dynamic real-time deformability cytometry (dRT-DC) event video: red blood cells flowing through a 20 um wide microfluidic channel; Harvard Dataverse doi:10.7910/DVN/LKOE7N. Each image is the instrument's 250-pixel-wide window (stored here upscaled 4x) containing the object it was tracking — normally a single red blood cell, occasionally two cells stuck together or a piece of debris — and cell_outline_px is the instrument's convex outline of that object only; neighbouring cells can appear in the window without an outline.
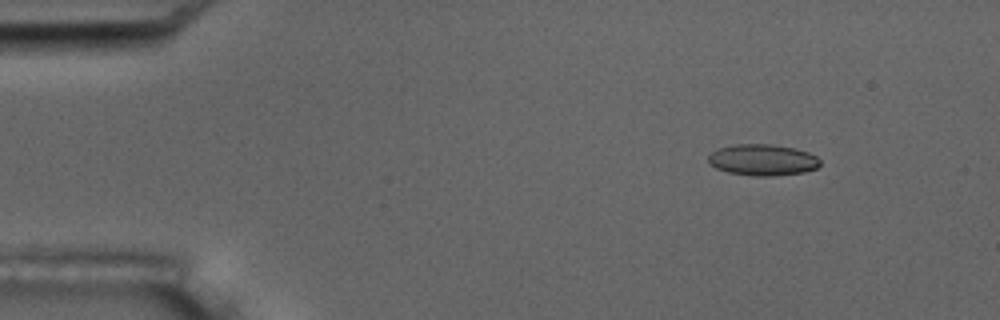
{"species": "common noctule bat (a hibernating species)", "species_latin": "Nyctalus noctula", "temperature_condition": "room temperature", "stored_images_in_passage": 8, "camera_frame_rate_fps": 3000, "um_per_image_px": 0.085, "animal": {"sex": "male", "body_mass_g": 17.5, "forearm_length_mm": 52.3}, "frame": {"image": 1, "passage_image": 2, "time_ms": 1.0, "image_size_px": [1000, 320], "cell_outline_px": [[820, 164], [816, 168], [804, 172], [772, 176], [756, 176], [728, 172], [716, 168], [708, 160], [708, 156], [712, 152], [720, 148], [736, 144], [772, 144], [796, 148], [808, 152], [816, 156], [820, 160]], "centroid_in_image_um": [64.85, 13.59], "position_along_channel_um": 20.1, "area_um2": 20.29}}
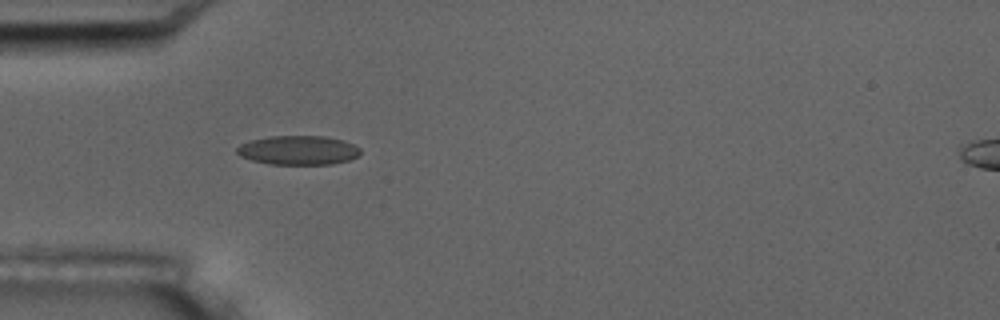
{"frame": {"image": 2, "passage_image": 5, "time_ms": 4.333, "image_size_px": [1000, 320], "cell_outline_px": [[360, 152], [356, 156], [348, 160], [332, 164], [268, 164], [252, 160], [240, 156], [236, 152], [236, 148], [240, 144], [248, 140], [268, 136], [324, 136], [344, 140], [360, 148]], "centroid_in_image_um": [25.31, 12.76], "position_along_channel_um": 59.7, "area_um2": 21.04}}
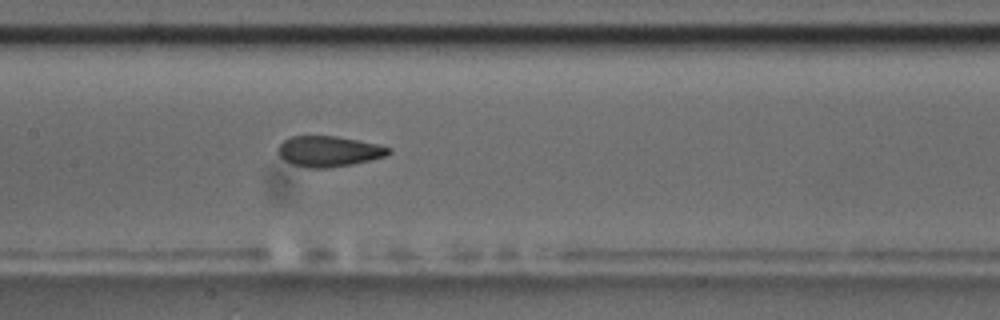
{"frame": {"image": 3, "passage_image": 8, "time_ms": 7.667, "image_size_px": [1000, 320], "cell_outline_px": [[392, 152], [384, 156], [372, 160], [352, 164], [324, 168], [308, 168], [292, 164], [284, 160], [276, 152], [280, 144], [284, 140], [292, 136], [336, 136], [380, 144], [392, 148]], "centroid_in_image_um": [27.96, 12.86], "position_along_channel_um": 179.4, "area_um2": 19.83}}